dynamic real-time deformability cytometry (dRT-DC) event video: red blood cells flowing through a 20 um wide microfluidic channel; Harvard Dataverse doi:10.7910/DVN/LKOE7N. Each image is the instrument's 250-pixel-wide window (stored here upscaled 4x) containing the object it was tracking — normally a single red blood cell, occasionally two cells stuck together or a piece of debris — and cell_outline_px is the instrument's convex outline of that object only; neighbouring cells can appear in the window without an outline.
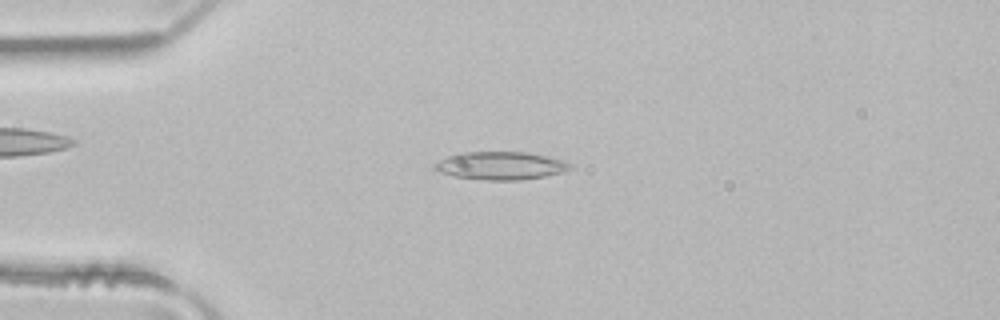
{"species": "common noctule bat (a hibernating species)", "species_latin": "Nyctalus noctula", "temperature_condition": "room temperature", "stored_images_in_passage": 2, "camera_frame_rate_fps": 3000, "um_per_image_px": 0.085, "animal": {"sex": "male", "body_mass_g": 21.5, "forearm_length_mm": 52.0}, "frame": {"image": 1, "passage_image": 2, "time_ms": 0.333, "image_size_px": [1000, 320], "cell_outline_px": [[576, 168], [564, 172], [544, 176], [520, 180], [484, 180], [452, 176], [440, 172], [432, 168], [432, 164], [448, 156], [460, 152], [528, 152], [548, 156], [564, 160], [572, 164]], "centroid_in_image_um": [42.58, 14.08], "position_along_channel_um": 42.4, "area_um2": 22.43}}